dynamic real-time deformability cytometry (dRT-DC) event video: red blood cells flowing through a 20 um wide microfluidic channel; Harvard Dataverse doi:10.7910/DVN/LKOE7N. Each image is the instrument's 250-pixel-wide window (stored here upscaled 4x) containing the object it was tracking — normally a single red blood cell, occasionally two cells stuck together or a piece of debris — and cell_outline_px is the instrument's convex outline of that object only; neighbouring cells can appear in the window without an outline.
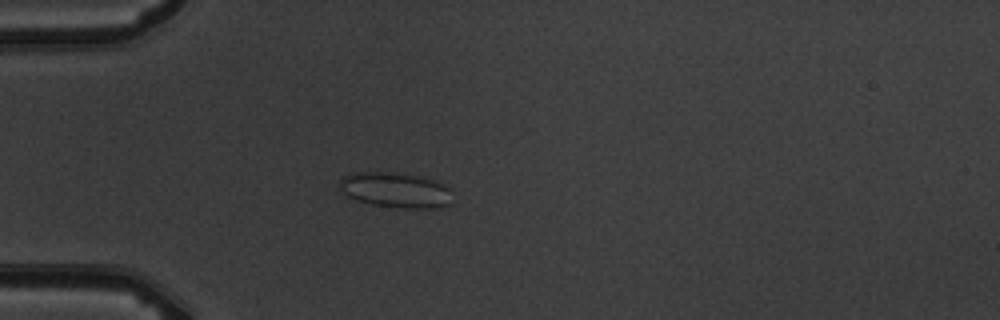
{"species": "common noctule bat (a hibernating species)", "species_latin": "Nyctalus noctula", "temperature_condition": "warm", "stored_images_in_passage": 6, "camera_frame_rate_fps": 3000, "um_per_image_px": 0.085, "animal": {"sex": "male", "body_mass_g": 19.5, "forearm_length_mm": 54.6}, "frame": {"image": 1, "passage_image": 4, "time_ms": 3.333, "image_size_px": [1000, 320], "cell_outline_px": [[452, 204], [436, 208], [404, 208], [372, 204], [348, 196], [340, 188], [340, 180], [344, 176], [352, 172], [396, 172], [416, 176], [432, 180], [444, 184], [452, 188]], "centroid_in_image_um": [33.69, 16.15], "position_along_channel_um": 51.3, "area_um2": 23.18}}